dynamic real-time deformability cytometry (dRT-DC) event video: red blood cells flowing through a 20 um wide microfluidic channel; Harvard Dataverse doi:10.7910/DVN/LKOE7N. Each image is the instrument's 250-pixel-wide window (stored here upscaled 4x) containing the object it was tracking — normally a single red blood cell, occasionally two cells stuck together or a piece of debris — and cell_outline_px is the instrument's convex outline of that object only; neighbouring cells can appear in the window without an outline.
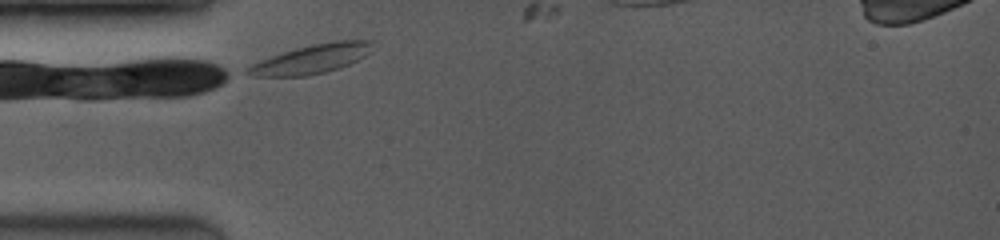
{"species": "common noctule bat (a hibernating species)", "species_latin": "Nyctalus noctula", "temperature_condition": "room temperature", "stored_images_in_passage": 5, "camera_frame_rate_fps": 3500, "um_per_image_px": 0.085, "animal": {"sex": "female", "body_mass_g": 19.0, "forearm_length_mm": 53.3}, "frame": {"image": 1, "passage_image": 1, "time_ms": 0.0, "image_size_px": [1000, 240], "cell_outline_px": [[376, 40], [364, 56], [340, 68], [308, 76], [252, 76], [244, 72], [252, 64], [272, 56], [296, 48], [312, 44], [332, 40]], "centroid_in_image_um": [26.5, 5.0], "position_along_channel_um": 58.5, "area_um2": 20.87}}